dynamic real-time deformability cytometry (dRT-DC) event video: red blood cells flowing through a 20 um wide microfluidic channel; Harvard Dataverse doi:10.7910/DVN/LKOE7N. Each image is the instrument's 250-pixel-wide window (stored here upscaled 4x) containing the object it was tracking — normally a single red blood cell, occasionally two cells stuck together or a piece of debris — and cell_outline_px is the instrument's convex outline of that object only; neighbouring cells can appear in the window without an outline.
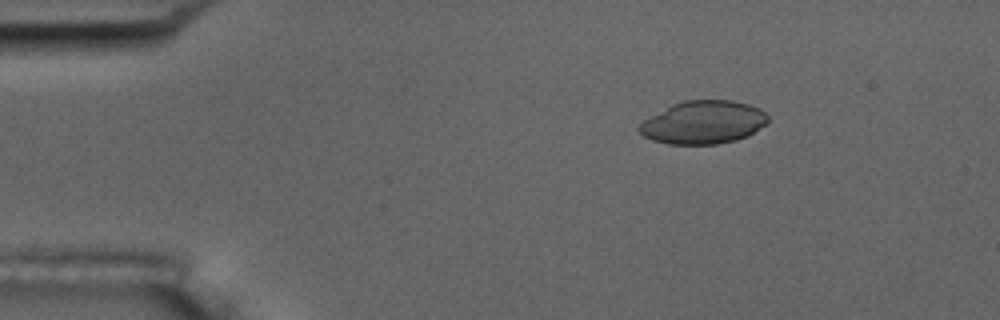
{"species": "common noctule bat (a hibernating species)", "species_latin": "Nyctalus noctula", "temperature_condition": "room temperature", "stored_images_in_passage": 5, "camera_frame_rate_fps": 3000, "um_per_image_px": 0.085, "animal": {"sex": "male", "body_mass_g": 17.5, "forearm_length_mm": 52.3}, "frame": {"image": 1, "passage_image": 2, "time_ms": 1.667, "image_size_px": [1000, 320], "cell_outline_px": [[768, 120], [764, 124], [748, 136], [736, 140], [716, 144], [668, 144], [652, 140], [644, 136], [636, 128], [644, 120], [672, 104], [684, 100], [732, 100], [748, 104], [760, 108], [768, 116]], "centroid_in_image_um": [59.77, 10.4], "position_along_channel_um": 25.2, "area_um2": 32.19}}